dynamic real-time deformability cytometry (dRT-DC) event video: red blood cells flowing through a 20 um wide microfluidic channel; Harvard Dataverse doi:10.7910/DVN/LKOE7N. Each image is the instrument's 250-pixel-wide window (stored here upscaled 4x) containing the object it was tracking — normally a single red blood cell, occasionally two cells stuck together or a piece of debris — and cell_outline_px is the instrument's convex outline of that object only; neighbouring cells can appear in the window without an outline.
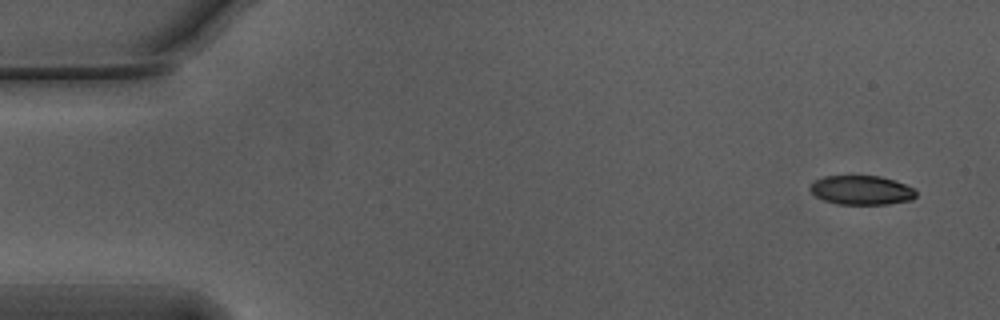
{"species": "Egyptian fruit bat (a non-hibernating species)", "species_latin": "Rousettus aegyptiacus", "temperature_condition": "warm", "stored_images_in_passage": 53, "camera_frame_rate_fps": 3000, "um_per_image_px": 0.085, "animal": {"sex": "male"}, "frame": {"image": 1, "passage_image": 1, "time_ms": 0.0, "image_size_px": [1000, 320], "cell_outline_px": [[916, 196], [912, 200], [888, 204], [840, 204], [824, 200], [816, 196], [808, 188], [816, 180], [824, 176], [880, 176], [916, 188]], "centroid_in_image_um": [73.25, 16.16], "position_along_channel_um": 11.7, "area_um2": 17.92}}
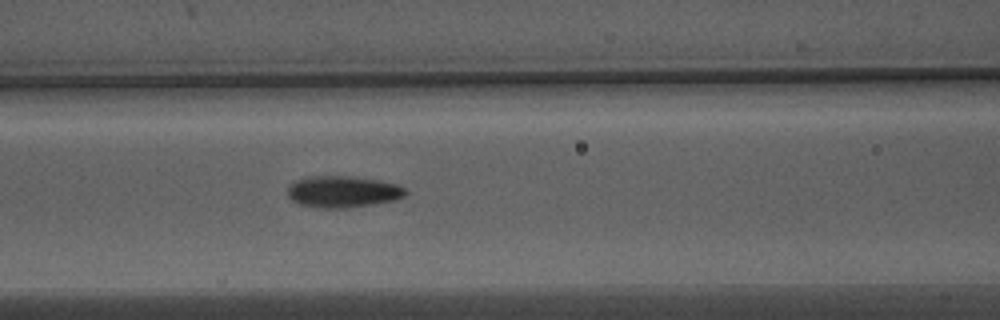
{"frame": {"image": 2, "passage_image": 21, "time_ms": 6.667, "image_size_px": [1000, 320], "cell_outline_px": [[408, 192], [404, 196], [396, 200], [348, 208], [320, 208], [300, 204], [292, 200], [288, 196], [288, 188], [296, 180], [308, 176], [348, 176], [380, 180], [396, 184], [404, 188]], "centroid_in_image_um": [29.15, 16.29], "position_along_channel_um": 137.4, "area_um2": 21.68}}
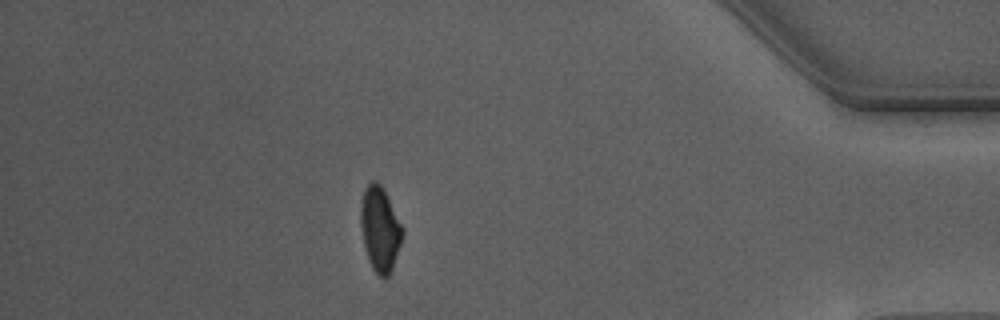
{"frame": {"image": 3, "passage_image": 46, "time_ms": 15.0, "image_size_px": [1000, 320], "cell_outline_px": [[404, 232], [392, 268], [388, 276], [384, 280], [372, 268], [368, 260], [364, 248], [360, 224], [360, 204], [364, 188], [372, 180], [376, 180], [384, 188], [404, 228]], "centroid_in_image_um": [32.29, 19.43], "position_along_channel_um": 402.9, "area_um2": 20.92}, "authors_computed_cell_mechanics": {"area_um2": 20.4612, "velocity_mm_per_s": 3.7609, "shape_relaxation_time_tau1_ms": 3.6021, "shape_relaxation_time_tau2_ms": 1.7127, "deformation_change_tau1": 0.1411, "deformation_change_tau2": 0.0788}}